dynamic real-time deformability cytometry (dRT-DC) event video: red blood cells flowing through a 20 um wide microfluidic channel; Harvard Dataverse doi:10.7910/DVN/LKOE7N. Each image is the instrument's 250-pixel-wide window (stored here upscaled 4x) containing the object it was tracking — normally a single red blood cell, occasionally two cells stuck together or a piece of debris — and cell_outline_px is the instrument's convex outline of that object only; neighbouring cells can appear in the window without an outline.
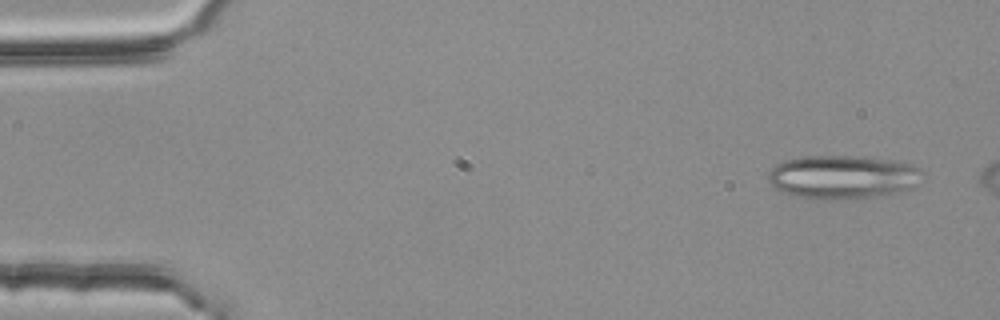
{"species": "common noctule bat (a hibernating species)", "species_latin": "Nyctalus noctula", "temperature_condition": "room temperature", "stored_images_in_passage": 5, "segment_of_instrument_passage": [2, 2], "camera_frame_rate_fps": 3000, "um_per_image_px": 0.085, "animal": {"sex": "female", "body_mass_g": 25.1}, "frame": {"image": 1, "passage_image": 5, "time_ms": 1.333, "image_size_px": [1000, 320], "cell_outline_px": [[920, 172], [916, 184], [912, 188], [896, 192], [876, 196], [824, 200], [816, 200], [784, 192], [776, 188], [768, 180], [768, 172], [776, 164], [784, 160], [804, 156], [864, 156], [892, 160], [912, 164], [920, 168]], "centroid_in_image_um": [71.6, 15.03], "position_along_channel_um": 13.4, "area_um2": 38.9}}